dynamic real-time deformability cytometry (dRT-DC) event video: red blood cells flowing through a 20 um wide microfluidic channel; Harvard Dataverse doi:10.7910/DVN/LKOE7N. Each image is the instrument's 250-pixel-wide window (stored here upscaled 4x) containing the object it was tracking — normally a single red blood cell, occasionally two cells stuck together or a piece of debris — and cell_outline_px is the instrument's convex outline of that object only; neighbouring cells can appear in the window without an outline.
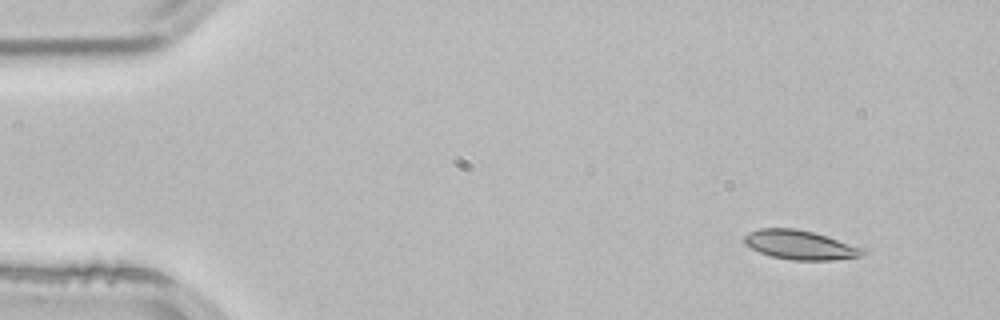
{"species": "common noctule bat (a hibernating species)", "species_latin": "Nyctalus noctula", "temperature_condition": "room temperature", "stored_images_in_passage": 3, "camera_frame_rate_fps": 3000, "um_per_image_px": 0.085, "animal": {"sex": "male", "body_mass_g": 21.5, "forearm_length_mm": 52.0}, "frame": {"image": 1, "passage_image": 1, "time_ms": 0.0, "image_size_px": [1000, 320], "cell_outline_px": [[868, 252], [864, 256], [832, 260], [792, 260], [772, 256], [760, 252], [744, 244], [744, 236], [748, 232], [760, 228], [796, 228], [828, 236], [868, 248]], "centroid_in_image_um": [68.1, 20.82], "position_along_channel_um": 16.9, "area_um2": 20.52}}
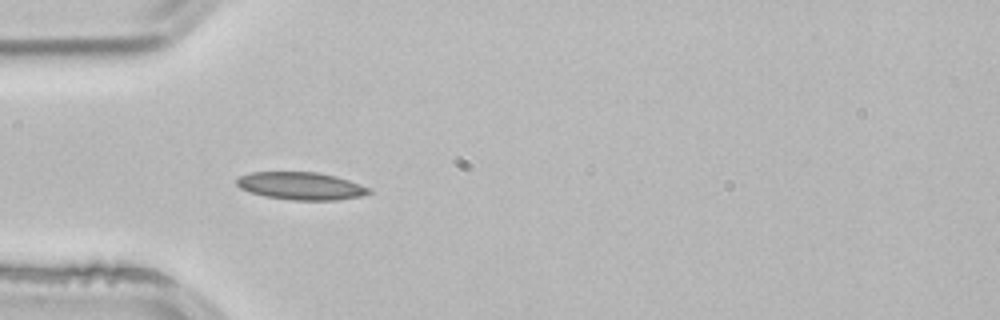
{"frame": {"image": 2, "passage_image": 3, "time_ms": 0.667, "image_size_px": [1000, 320], "cell_outline_px": [[372, 192], [360, 196], [336, 200], [292, 200], [264, 196], [248, 192], [240, 188], [236, 184], [236, 180], [240, 176], [252, 172], [316, 172], [336, 176], [372, 188]], "centroid_in_image_um": [25.58, 15.81], "position_along_channel_um": 59.4, "area_um2": 21.33}}